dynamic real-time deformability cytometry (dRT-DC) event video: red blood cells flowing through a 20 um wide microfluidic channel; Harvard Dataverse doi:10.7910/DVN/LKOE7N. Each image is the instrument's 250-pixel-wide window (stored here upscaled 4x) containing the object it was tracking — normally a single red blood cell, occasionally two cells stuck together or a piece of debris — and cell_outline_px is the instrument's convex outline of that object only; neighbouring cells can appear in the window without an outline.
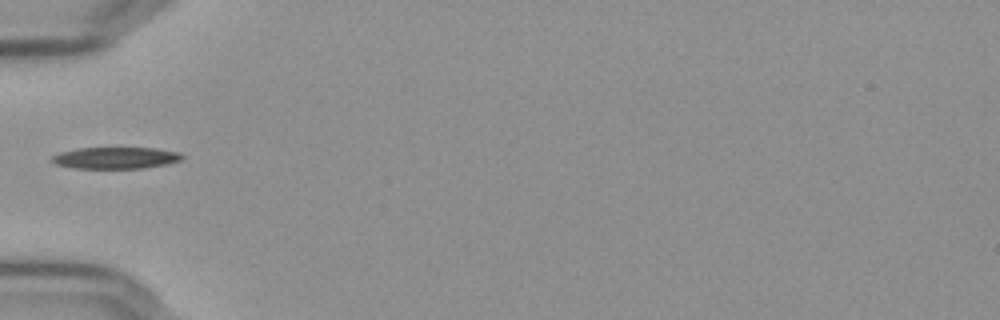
{"species": "Egyptian fruit bat (a non-hibernating species)", "species_latin": "Rousettus aegyptiacus", "temperature_condition": "cold", "stored_images_in_passage": 1, "camera_frame_rate_fps": 3000, "um_per_image_px": 0.085, "frame": {"image": 1, "passage_image": 1, "time_ms": 0.0, "image_size_px": [1000, 320], "cell_outline_px": [[184, 156], [180, 160], [168, 164], [144, 168], [72, 168], [56, 164], [48, 160], [52, 156], [60, 152], [76, 148], [156, 148], [180, 152]], "centroid_in_image_um": [9.81, 13.42], "position_along_channel_um": 75.2, "area_um2": 16.53}}